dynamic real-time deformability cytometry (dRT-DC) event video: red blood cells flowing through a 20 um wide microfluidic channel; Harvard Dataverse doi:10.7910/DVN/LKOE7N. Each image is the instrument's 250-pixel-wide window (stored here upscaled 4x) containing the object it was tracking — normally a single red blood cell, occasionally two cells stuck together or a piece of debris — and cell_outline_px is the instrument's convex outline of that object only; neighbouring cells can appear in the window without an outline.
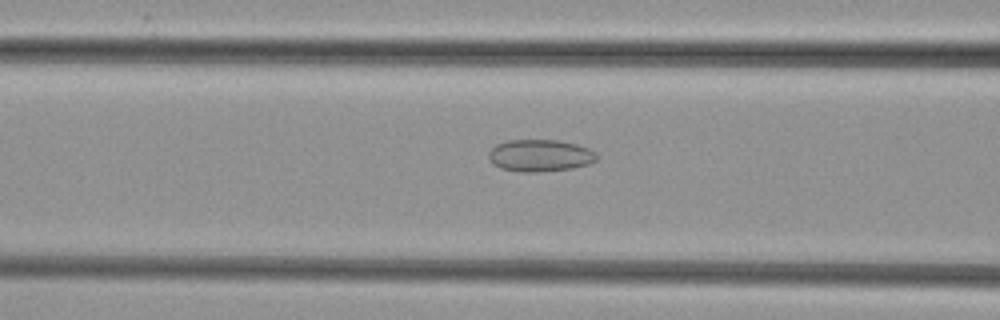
{"species": "common noctule bat (a hibernating species)", "species_latin": "Nyctalus noctula", "temperature_condition": "cold", "stored_images_in_passage": 44, "camera_frame_rate_fps": 3000, "um_per_image_px": 0.085, "animal": {"sex": "female", "body_mass_g": 29.2, "forearm_length_mm": 56.3}, "frame": {"image": 1, "passage_image": 13, "time_ms": 4.0, "image_size_px": [1000, 320], "cell_outline_px": [[596, 160], [588, 164], [572, 168], [536, 172], [520, 172], [500, 168], [492, 164], [488, 156], [488, 152], [496, 144], [508, 140], [556, 140], [576, 144], [588, 148], [596, 152]], "centroid_in_image_um": [45.87, 13.22], "position_along_channel_um": 120.7, "area_um2": 20.17}}
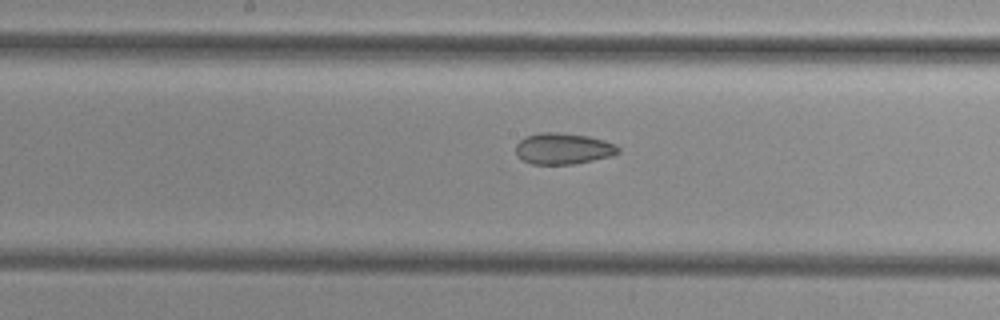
{"frame": {"image": 2, "passage_image": 19, "time_ms": 6.0, "image_size_px": [1000, 320], "cell_outline_px": [[620, 152], [612, 156], [572, 164], [532, 164], [516, 156], [516, 144], [524, 136], [540, 132], [556, 132], [588, 136], [604, 140], [616, 144], [620, 148]], "centroid_in_image_um": [47.86, 12.62], "position_along_channel_um": 200.3, "area_um2": 18.73}}
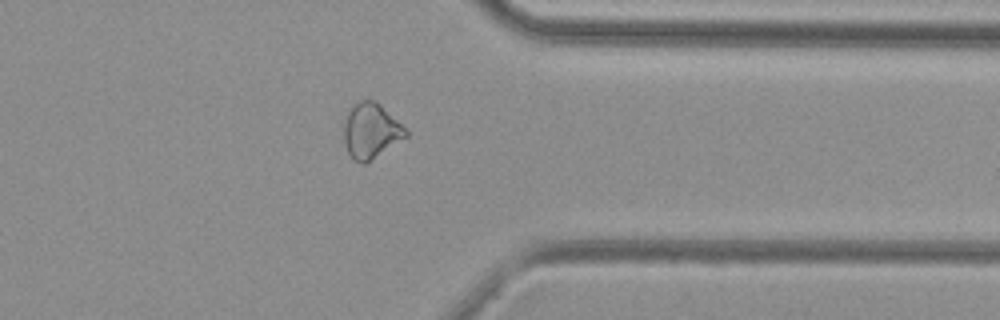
{"frame": {"image": 3, "passage_image": 33, "time_ms": 10.667, "image_size_px": [1000, 320], "cell_outline_px": [[408, 136], [364, 164], [360, 164], [352, 160], [348, 152], [344, 140], [344, 124], [348, 112], [360, 100], [376, 100], [408, 132]], "centroid_in_image_um": [31.51, 11.14], "position_along_channel_um": 379.9, "area_um2": 19.54}}